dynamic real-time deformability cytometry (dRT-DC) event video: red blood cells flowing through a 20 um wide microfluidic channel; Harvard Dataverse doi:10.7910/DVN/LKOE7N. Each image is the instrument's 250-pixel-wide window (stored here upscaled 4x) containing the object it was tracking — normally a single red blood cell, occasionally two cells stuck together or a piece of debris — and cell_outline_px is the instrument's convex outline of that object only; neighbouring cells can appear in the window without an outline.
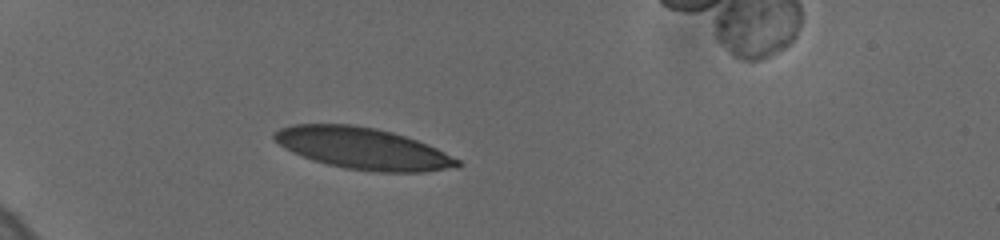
{"species": "human", "species_latin": "Homo sapiens", "temperature_condition": "cold", "stored_images_in_passage": 50, "segment_of_instrument_passage": [1, 2], "camera_frame_rate_fps": 3000, "um_per_image_px": 0.085, "donor": {"sex": "female"}, "frame": {"image": 1, "passage_image": 1, "time_ms": 0.0, "image_size_px": [1000, 240], "cell_outline_px": [[464, 164], [460, 168], [424, 172], [376, 172], [344, 168], [312, 160], [292, 152], [284, 148], [272, 136], [280, 128], [292, 124], [352, 124], [376, 128], [392, 132], [416, 140], [436, 148], [460, 160]], "centroid_in_image_um": [30.89, 12.63], "position_along_channel_um": 54.1, "area_um2": 44.45}}
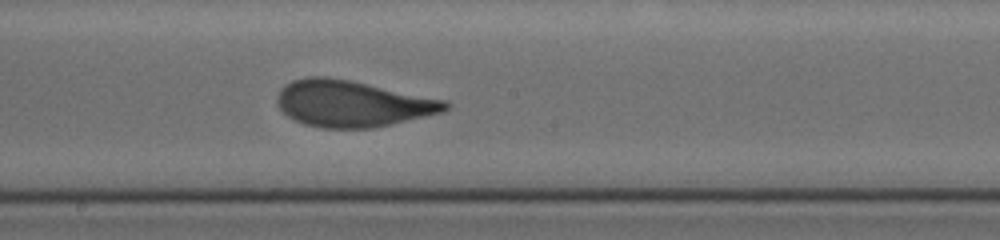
{"frame": {"image": 2, "passage_image": 18, "time_ms": 5.333, "image_size_px": [1000, 240], "cell_outline_px": [[452, 104], [444, 112], [372, 128], [324, 128], [304, 124], [288, 116], [276, 104], [276, 96], [280, 88], [284, 84], [292, 80], [304, 76], [328, 76], [352, 80], [448, 100]], "centroid_in_image_um": [29.94, 8.78], "position_along_channel_um": 218.3, "area_um2": 45.95}}
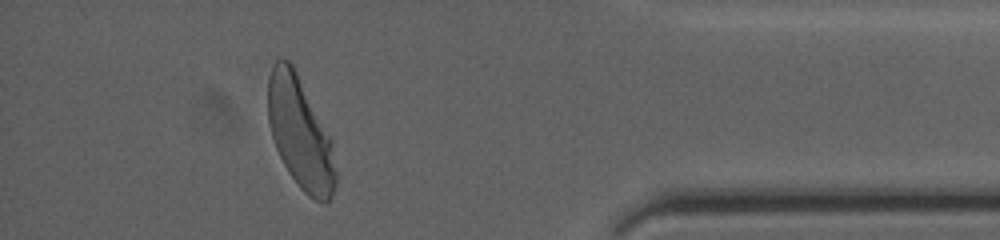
{"frame": {"image": 3, "passage_image": 42, "time_ms": 11.333, "image_size_px": [1000, 240], "cell_outline_px": [[336, 184], [332, 196], [324, 204], [308, 196], [300, 188], [288, 172], [276, 148], [268, 124], [268, 76], [272, 64], [276, 60], [288, 60], [292, 64], [332, 140], [336, 172]], "centroid_in_image_um": [25.51, 11.34], "position_along_channel_um": 409.7, "area_um2": 43.81}}